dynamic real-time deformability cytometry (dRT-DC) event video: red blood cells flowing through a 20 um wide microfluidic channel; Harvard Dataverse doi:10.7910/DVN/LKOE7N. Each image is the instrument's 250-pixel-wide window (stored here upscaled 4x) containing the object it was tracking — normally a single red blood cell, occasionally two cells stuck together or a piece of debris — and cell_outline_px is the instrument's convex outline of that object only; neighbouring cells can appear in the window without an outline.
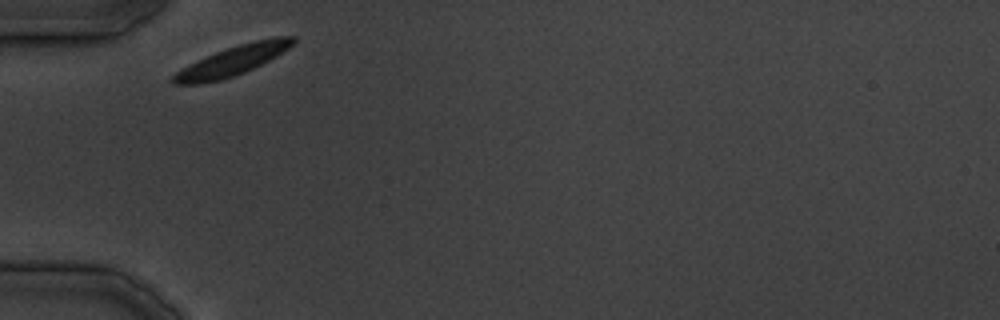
{"species": "common noctule bat (a hibernating species)", "species_latin": "Nyctalus noctula", "temperature_condition": "cold", "stored_images_in_passage": 21, "camera_frame_rate_fps": 3000, "um_per_image_px": 0.085, "animal": {"sex": "male", "body_mass_g": 19.5, "forearm_length_mm": 54.6}, "frame": {"image": 1, "passage_image": 1, "time_ms": 0.0, "image_size_px": [1000, 320], "cell_outline_px": [[296, 40], [288, 48], [276, 56], [244, 72], [220, 80], [196, 84], [172, 84], [168, 80], [176, 72], [188, 64], [216, 52], [240, 44], [256, 40], [276, 36], [296, 36]], "centroid_in_image_um": [19.72, 5.17], "position_along_channel_um": 65.3, "area_um2": 20.29}}